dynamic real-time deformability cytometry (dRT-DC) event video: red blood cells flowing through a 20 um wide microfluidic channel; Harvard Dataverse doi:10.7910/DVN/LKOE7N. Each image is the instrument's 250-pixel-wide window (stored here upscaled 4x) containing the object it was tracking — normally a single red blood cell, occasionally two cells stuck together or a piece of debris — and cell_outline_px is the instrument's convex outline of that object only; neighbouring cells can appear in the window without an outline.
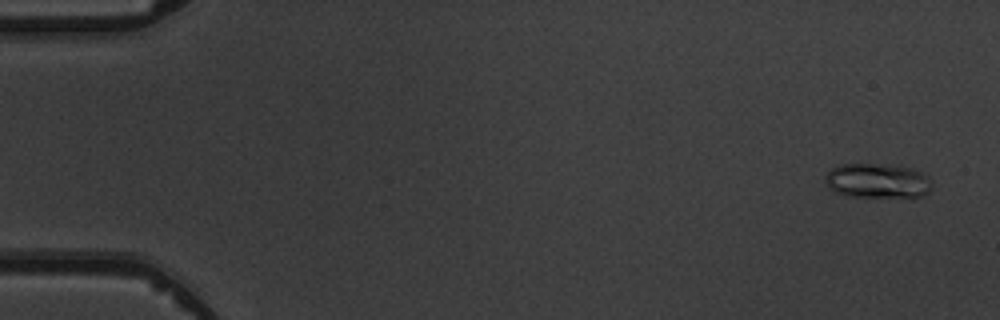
{"species": "common noctule bat (a hibernating species)", "species_latin": "Nyctalus noctula", "temperature_condition": "warm", "stored_images_in_passage": 4, "camera_frame_rate_fps": 3000, "um_per_image_px": 0.085, "animal": {"sex": "male", "body_mass_g": 19.5, "forearm_length_mm": 54.6}, "frame": {"image": 1, "passage_image": 1, "time_ms": 0.0, "image_size_px": [1000, 320], "cell_outline_px": [[932, 188], [924, 196], [844, 196], [828, 188], [824, 180], [824, 176], [832, 168], [840, 164], [900, 164], [924, 172], [928, 176]], "centroid_in_image_um": [74.58, 15.34], "position_along_channel_um": 10.4, "area_um2": 21.85}}